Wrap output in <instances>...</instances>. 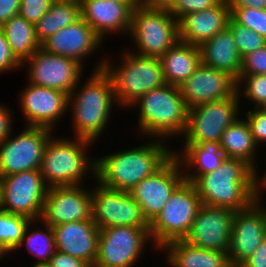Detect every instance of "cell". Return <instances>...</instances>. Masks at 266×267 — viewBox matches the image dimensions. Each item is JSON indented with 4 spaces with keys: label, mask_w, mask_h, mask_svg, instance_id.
Wrapping results in <instances>:
<instances>
[{
    "label": "cell",
    "mask_w": 266,
    "mask_h": 267,
    "mask_svg": "<svg viewBox=\"0 0 266 267\" xmlns=\"http://www.w3.org/2000/svg\"><path fill=\"white\" fill-rule=\"evenodd\" d=\"M230 17L228 0H221L214 7L189 13L178 21L179 41L201 46L215 34L225 30Z\"/></svg>",
    "instance_id": "cb8c5ba5"
},
{
    "label": "cell",
    "mask_w": 266,
    "mask_h": 267,
    "mask_svg": "<svg viewBox=\"0 0 266 267\" xmlns=\"http://www.w3.org/2000/svg\"><path fill=\"white\" fill-rule=\"evenodd\" d=\"M65 138L51 136L44 149L40 172L48 188L82 185L88 172L95 179L96 159L87 154L93 143L84 138Z\"/></svg>",
    "instance_id": "8992f818"
},
{
    "label": "cell",
    "mask_w": 266,
    "mask_h": 267,
    "mask_svg": "<svg viewBox=\"0 0 266 267\" xmlns=\"http://www.w3.org/2000/svg\"><path fill=\"white\" fill-rule=\"evenodd\" d=\"M175 0H140L141 6L147 8H165L168 9Z\"/></svg>",
    "instance_id": "7dc6e473"
},
{
    "label": "cell",
    "mask_w": 266,
    "mask_h": 267,
    "mask_svg": "<svg viewBox=\"0 0 266 267\" xmlns=\"http://www.w3.org/2000/svg\"><path fill=\"white\" fill-rule=\"evenodd\" d=\"M28 67V81L37 86L53 88L70 94L84 75V67L68 57L37 49L22 65ZM83 68V69H82Z\"/></svg>",
    "instance_id": "5bb4252c"
},
{
    "label": "cell",
    "mask_w": 266,
    "mask_h": 267,
    "mask_svg": "<svg viewBox=\"0 0 266 267\" xmlns=\"http://www.w3.org/2000/svg\"><path fill=\"white\" fill-rule=\"evenodd\" d=\"M33 267H51L49 262H34Z\"/></svg>",
    "instance_id": "f907efd6"
},
{
    "label": "cell",
    "mask_w": 266,
    "mask_h": 267,
    "mask_svg": "<svg viewBox=\"0 0 266 267\" xmlns=\"http://www.w3.org/2000/svg\"><path fill=\"white\" fill-rule=\"evenodd\" d=\"M260 179L261 180H259V186H261V188H259V193L263 194L261 190L263 189V187L266 188V174L260 177Z\"/></svg>",
    "instance_id": "681fc988"
},
{
    "label": "cell",
    "mask_w": 266,
    "mask_h": 267,
    "mask_svg": "<svg viewBox=\"0 0 266 267\" xmlns=\"http://www.w3.org/2000/svg\"><path fill=\"white\" fill-rule=\"evenodd\" d=\"M137 106L138 129L141 135L165 141L172 136L178 138L184 135L189 109L178 86L165 84L152 89L132 104L131 108Z\"/></svg>",
    "instance_id": "277c9868"
},
{
    "label": "cell",
    "mask_w": 266,
    "mask_h": 267,
    "mask_svg": "<svg viewBox=\"0 0 266 267\" xmlns=\"http://www.w3.org/2000/svg\"><path fill=\"white\" fill-rule=\"evenodd\" d=\"M128 35L137 49L133 53L160 58L179 41L178 20L168 9L140 6L132 12Z\"/></svg>",
    "instance_id": "ba28073f"
},
{
    "label": "cell",
    "mask_w": 266,
    "mask_h": 267,
    "mask_svg": "<svg viewBox=\"0 0 266 267\" xmlns=\"http://www.w3.org/2000/svg\"><path fill=\"white\" fill-rule=\"evenodd\" d=\"M52 130L29 127L0 142V177L29 170H40L44 149Z\"/></svg>",
    "instance_id": "8fae6325"
},
{
    "label": "cell",
    "mask_w": 266,
    "mask_h": 267,
    "mask_svg": "<svg viewBox=\"0 0 266 267\" xmlns=\"http://www.w3.org/2000/svg\"><path fill=\"white\" fill-rule=\"evenodd\" d=\"M220 147L226 158L242 159L258 172L255 161V155L258 154L255 149L258 145L246 119L238 118L226 128L220 140Z\"/></svg>",
    "instance_id": "f1b7e54d"
},
{
    "label": "cell",
    "mask_w": 266,
    "mask_h": 267,
    "mask_svg": "<svg viewBox=\"0 0 266 267\" xmlns=\"http://www.w3.org/2000/svg\"><path fill=\"white\" fill-rule=\"evenodd\" d=\"M200 50L202 64L225 71L236 80L240 77L242 58L228 28L205 41Z\"/></svg>",
    "instance_id": "d4e9b609"
},
{
    "label": "cell",
    "mask_w": 266,
    "mask_h": 267,
    "mask_svg": "<svg viewBox=\"0 0 266 267\" xmlns=\"http://www.w3.org/2000/svg\"><path fill=\"white\" fill-rule=\"evenodd\" d=\"M49 264L51 267H91L85 261L57 250L50 258Z\"/></svg>",
    "instance_id": "b9f144b4"
},
{
    "label": "cell",
    "mask_w": 266,
    "mask_h": 267,
    "mask_svg": "<svg viewBox=\"0 0 266 267\" xmlns=\"http://www.w3.org/2000/svg\"><path fill=\"white\" fill-rule=\"evenodd\" d=\"M10 107L0 104V142L12 135V122L13 116L12 111H9ZM12 116V118H11Z\"/></svg>",
    "instance_id": "7bdbcfd3"
},
{
    "label": "cell",
    "mask_w": 266,
    "mask_h": 267,
    "mask_svg": "<svg viewBox=\"0 0 266 267\" xmlns=\"http://www.w3.org/2000/svg\"><path fill=\"white\" fill-rule=\"evenodd\" d=\"M167 254L169 267H233L228 252H218L193 246L183 240L166 243L160 250Z\"/></svg>",
    "instance_id": "484cf974"
},
{
    "label": "cell",
    "mask_w": 266,
    "mask_h": 267,
    "mask_svg": "<svg viewBox=\"0 0 266 267\" xmlns=\"http://www.w3.org/2000/svg\"><path fill=\"white\" fill-rule=\"evenodd\" d=\"M103 40L82 18L50 36L41 47L49 53L71 58L84 66L85 58L101 46Z\"/></svg>",
    "instance_id": "7402d4cb"
},
{
    "label": "cell",
    "mask_w": 266,
    "mask_h": 267,
    "mask_svg": "<svg viewBox=\"0 0 266 267\" xmlns=\"http://www.w3.org/2000/svg\"><path fill=\"white\" fill-rule=\"evenodd\" d=\"M236 88L238 97L244 95L249 102L252 101L254 108L266 104V74L240 76Z\"/></svg>",
    "instance_id": "e575fe53"
},
{
    "label": "cell",
    "mask_w": 266,
    "mask_h": 267,
    "mask_svg": "<svg viewBox=\"0 0 266 267\" xmlns=\"http://www.w3.org/2000/svg\"><path fill=\"white\" fill-rule=\"evenodd\" d=\"M20 93V108L26 127H42L53 131L56 122L67 114L69 95L60 90L28 83Z\"/></svg>",
    "instance_id": "d6986e66"
},
{
    "label": "cell",
    "mask_w": 266,
    "mask_h": 267,
    "mask_svg": "<svg viewBox=\"0 0 266 267\" xmlns=\"http://www.w3.org/2000/svg\"><path fill=\"white\" fill-rule=\"evenodd\" d=\"M227 28L231 31L241 58L266 45V39L263 36L237 23L232 17L228 21Z\"/></svg>",
    "instance_id": "836d02e7"
},
{
    "label": "cell",
    "mask_w": 266,
    "mask_h": 267,
    "mask_svg": "<svg viewBox=\"0 0 266 267\" xmlns=\"http://www.w3.org/2000/svg\"><path fill=\"white\" fill-rule=\"evenodd\" d=\"M80 5L81 18L102 40L111 33L129 34L133 9L128 4L118 0H80Z\"/></svg>",
    "instance_id": "603a6c76"
},
{
    "label": "cell",
    "mask_w": 266,
    "mask_h": 267,
    "mask_svg": "<svg viewBox=\"0 0 266 267\" xmlns=\"http://www.w3.org/2000/svg\"><path fill=\"white\" fill-rule=\"evenodd\" d=\"M81 19V5L78 2L53 1L49 11L34 25L38 42L42 45L50 36L62 28Z\"/></svg>",
    "instance_id": "f546056e"
},
{
    "label": "cell",
    "mask_w": 266,
    "mask_h": 267,
    "mask_svg": "<svg viewBox=\"0 0 266 267\" xmlns=\"http://www.w3.org/2000/svg\"><path fill=\"white\" fill-rule=\"evenodd\" d=\"M160 60L165 82L179 87L202 63L200 46L178 41Z\"/></svg>",
    "instance_id": "4316f807"
},
{
    "label": "cell",
    "mask_w": 266,
    "mask_h": 267,
    "mask_svg": "<svg viewBox=\"0 0 266 267\" xmlns=\"http://www.w3.org/2000/svg\"><path fill=\"white\" fill-rule=\"evenodd\" d=\"M201 205L194 183L184 179L149 224V236L154 246L160 250L166 243L183 240L189 234Z\"/></svg>",
    "instance_id": "52a82bcc"
},
{
    "label": "cell",
    "mask_w": 266,
    "mask_h": 267,
    "mask_svg": "<svg viewBox=\"0 0 266 267\" xmlns=\"http://www.w3.org/2000/svg\"><path fill=\"white\" fill-rule=\"evenodd\" d=\"M263 196L249 208L236 211L231 231L229 262L233 267H240L266 238V207Z\"/></svg>",
    "instance_id": "2e32d148"
},
{
    "label": "cell",
    "mask_w": 266,
    "mask_h": 267,
    "mask_svg": "<svg viewBox=\"0 0 266 267\" xmlns=\"http://www.w3.org/2000/svg\"><path fill=\"white\" fill-rule=\"evenodd\" d=\"M246 120L249 124L251 134L256 144L260 145L266 143V109L263 107H256L247 111ZM260 142V143H259Z\"/></svg>",
    "instance_id": "74e56055"
},
{
    "label": "cell",
    "mask_w": 266,
    "mask_h": 267,
    "mask_svg": "<svg viewBox=\"0 0 266 267\" xmlns=\"http://www.w3.org/2000/svg\"><path fill=\"white\" fill-rule=\"evenodd\" d=\"M52 1H68V2H78V3H80V0H52Z\"/></svg>",
    "instance_id": "f5cc1de1"
},
{
    "label": "cell",
    "mask_w": 266,
    "mask_h": 267,
    "mask_svg": "<svg viewBox=\"0 0 266 267\" xmlns=\"http://www.w3.org/2000/svg\"><path fill=\"white\" fill-rule=\"evenodd\" d=\"M184 174L179 158L173 155L153 175L143 179L129 191L149 224L163 209L171 193L185 179Z\"/></svg>",
    "instance_id": "9a60e30c"
},
{
    "label": "cell",
    "mask_w": 266,
    "mask_h": 267,
    "mask_svg": "<svg viewBox=\"0 0 266 267\" xmlns=\"http://www.w3.org/2000/svg\"><path fill=\"white\" fill-rule=\"evenodd\" d=\"M148 240L151 241L149 229L131 226L102 228L93 267H133Z\"/></svg>",
    "instance_id": "7c38bea8"
},
{
    "label": "cell",
    "mask_w": 266,
    "mask_h": 267,
    "mask_svg": "<svg viewBox=\"0 0 266 267\" xmlns=\"http://www.w3.org/2000/svg\"><path fill=\"white\" fill-rule=\"evenodd\" d=\"M151 139L139 147L95 158L96 181L106 188L129 192L153 175L174 155V149L167 147V141Z\"/></svg>",
    "instance_id": "6da1fadb"
},
{
    "label": "cell",
    "mask_w": 266,
    "mask_h": 267,
    "mask_svg": "<svg viewBox=\"0 0 266 267\" xmlns=\"http://www.w3.org/2000/svg\"><path fill=\"white\" fill-rule=\"evenodd\" d=\"M240 267H266V238Z\"/></svg>",
    "instance_id": "f6af8a7d"
},
{
    "label": "cell",
    "mask_w": 266,
    "mask_h": 267,
    "mask_svg": "<svg viewBox=\"0 0 266 267\" xmlns=\"http://www.w3.org/2000/svg\"><path fill=\"white\" fill-rule=\"evenodd\" d=\"M258 173L242 159L225 158L217 170L199 175L193 183L203 205L241 211L259 199Z\"/></svg>",
    "instance_id": "7a4b0ae2"
},
{
    "label": "cell",
    "mask_w": 266,
    "mask_h": 267,
    "mask_svg": "<svg viewBox=\"0 0 266 267\" xmlns=\"http://www.w3.org/2000/svg\"><path fill=\"white\" fill-rule=\"evenodd\" d=\"M91 189L92 220L99 229L131 226L149 229L141 207L129 192L112 190L98 182Z\"/></svg>",
    "instance_id": "4fadbf2b"
},
{
    "label": "cell",
    "mask_w": 266,
    "mask_h": 267,
    "mask_svg": "<svg viewBox=\"0 0 266 267\" xmlns=\"http://www.w3.org/2000/svg\"><path fill=\"white\" fill-rule=\"evenodd\" d=\"M241 99L237 92L230 97L203 103L188 111L184 144L220 142L226 128L238 118Z\"/></svg>",
    "instance_id": "9c48e42d"
},
{
    "label": "cell",
    "mask_w": 266,
    "mask_h": 267,
    "mask_svg": "<svg viewBox=\"0 0 266 267\" xmlns=\"http://www.w3.org/2000/svg\"><path fill=\"white\" fill-rule=\"evenodd\" d=\"M89 76L85 85L80 88V79L69 94L68 111L71 109L73 115L71 123L75 137L94 142L103 135L117 101L111 79L102 69L93 70Z\"/></svg>",
    "instance_id": "3957f363"
},
{
    "label": "cell",
    "mask_w": 266,
    "mask_h": 267,
    "mask_svg": "<svg viewBox=\"0 0 266 267\" xmlns=\"http://www.w3.org/2000/svg\"><path fill=\"white\" fill-rule=\"evenodd\" d=\"M6 256V253L3 251V249L0 247V259H3V257Z\"/></svg>",
    "instance_id": "816d5d0a"
},
{
    "label": "cell",
    "mask_w": 266,
    "mask_h": 267,
    "mask_svg": "<svg viewBox=\"0 0 266 267\" xmlns=\"http://www.w3.org/2000/svg\"><path fill=\"white\" fill-rule=\"evenodd\" d=\"M177 152V150L174 151V155L179 158L183 169H186L184 170L185 180L190 182H193L199 175L217 170L226 158L224 152L221 150L220 142H204L199 145L184 144V148L180 154ZM187 170H190L192 174Z\"/></svg>",
    "instance_id": "83f0119b"
},
{
    "label": "cell",
    "mask_w": 266,
    "mask_h": 267,
    "mask_svg": "<svg viewBox=\"0 0 266 267\" xmlns=\"http://www.w3.org/2000/svg\"><path fill=\"white\" fill-rule=\"evenodd\" d=\"M55 248L61 253L79 258L91 267L98 254L100 229L92 219L62 223L52 227Z\"/></svg>",
    "instance_id": "44dd1931"
},
{
    "label": "cell",
    "mask_w": 266,
    "mask_h": 267,
    "mask_svg": "<svg viewBox=\"0 0 266 267\" xmlns=\"http://www.w3.org/2000/svg\"><path fill=\"white\" fill-rule=\"evenodd\" d=\"M126 50L121 54V65L116 67L111 60L102 58L93 70L102 69L106 73L118 105L129 109L142 95L167 83L159 57L141 56Z\"/></svg>",
    "instance_id": "5b68a950"
},
{
    "label": "cell",
    "mask_w": 266,
    "mask_h": 267,
    "mask_svg": "<svg viewBox=\"0 0 266 267\" xmlns=\"http://www.w3.org/2000/svg\"><path fill=\"white\" fill-rule=\"evenodd\" d=\"M231 17L239 24L252 29L266 39V9L230 7Z\"/></svg>",
    "instance_id": "d590c367"
},
{
    "label": "cell",
    "mask_w": 266,
    "mask_h": 267,
    "mask_svg": "<svg viewBox=\"0 0 266 267\" xmlns=\"http://www.w3.org/2000/svg\"><path fill=\"white\" fill-rule=\"evenodd\" d=\"M221 0H175L168 11L179 21L183 16L216 6Z\"/></svg>",
    "instance_id": "8d00e7d4"
},
{
    "label": "cell",
    "mask_w": 266,
    "mask_h": 267,
    "mask_svg": "<svg viewBox=\"0 0 266 267\" xmlns=\"http://www.w3.org/2000/svg\"><path fill=\"white\" fill-rule=\"evenodd\" d=\"M6 36L12 53L23 63L41 47L35 34V25L19 14L11 17L0 27Z\"/></svg>",
    "instance_id": "4dcf8cb0"
},
{
    "label": "cell",
    "mask_w": 266,
    "mask_h": 267,
    "mask_svg": "<svg viewBox=\"0 0 266 267\" xmlns=\"http://www.w3.org/2000/svg\"><path fill=\"white\" fill-rule=\"evenodd\" d=\"M125 4H128L133 10L141 6L140 0H118Z\"/></svg>",
    "instance_id": "c3c4849f"
},
{
    "label": "cell",
    "mask_w": 266,
    "mask_h": 267,
    "mask_svg": "<svg viewBox=\"0 0 266 267\" xmlns=\"http://www.w3.org/2000/svg\"><path fill=\"white\" fill-rule=\"evenodd\" d=\"M47 189L40 170L0 177L1 210L39 221Z\"/></svg>",
    "instance_id": "30bf717a"
},
{
    "label": "cell",
    "mask_w": 266,
    "mask_h": 267,
    "mask_svg": "<svg viewBox=\"0 0 266 267\" xmlns=\"http://www.w3.org/2000/svg\"><path fill=\"white\" fill-rule=\"evenodd\" d=\"M31 221L27 217L0 210V247L6 254L16 251Z\"/></svg>",
    "instance_id": "d6a6232c"
},
{
    "label": "cell",
    "mask_w": 266,
    "mask_h": 267,
    "mask_svg": "<svg viewBox=\"0 0 266 267\" xmlns=\"http://www.w3.org/2000/svg\"><path fill=\"white\" fill-rule=\"evenodd\" d=\"M52 2V0H20L19 15L35 24L49 11Z\"/></svg>",
    "instance_id": "ab89813d"
},
{
    "label": "cell",
    "mask_w": 266,
    "mask_h": 267,
    "mask_svg": "<svg viewBox=\"0 0 266 267\" xmlns=\"http://www.w3.org/2000/svg\"><path fill=\"white\" fill-rule=\"evenodd\" d=\"M91 190L82 185L56 186L47 189L39 221L57 226L62 223L92 219Z\"/></svg>",
    "instance_id": "e0dca14e"
},
{
    "label": "cell",
    "mask_w": 266,
    "mask_h": 267,
    "mask_svg": "<svg viewBox=\"0 0 266 267\" xmlns=\"http://www.w3.org/2000/svg\"><path fill=\"white\" fill-rule=\"evenodd\" d=\"M34 222L37 221H31L27 225L17 249L26 246V249L29 251L28 253L38 257L36 262H49L56 251L52 227L43 223L44 229H40L38 226L34 230H30L29 228H31Z\"/></svg>",
    "instance_id": "1f68e13d"
},
{
    "label": "cell",
    "mask_w": 266,
    "mask_h": 267,
    "mask_svg": "<svg viewBox=\"0 0 266 267\" xmlns=\"http://www.w3.org/2000/svg\"><path fill=\"white\" fill-rule=\"evenodd\" d=\"M20 0H0V27L19 14Z\"/></svg>",
    "instance_id": "ee69618b"
},
{
    "label": "cell",
    "mask_w": 266,
    "mask_h": 267,
    "mask_svg": "<svg viewBox=\"0 0 266 267\" xmlns=\"http://www.w3.org/2000/svg\"><path fill=\"white\" fill-rule=\"evenodd\" d=\"M235 212L227 207L202 204L184 240L203 249L228 252Z\"/></svg>",
    "instance_id": "ac0fdd59"
},
{
    "label": "cell",
    "mask_w": 266,
    "mask_h": 267,
    "mask_svg": "<svg viewBox=\"0 0 266 267\" xmlns=\"http://www.w3.org/2000/svg\"><path fill=\"white\" fill-rule=\"evenodd\" d=\"M22 63L12 53L4 31L0 28V73L17 70Z\"/></svg>",
    "instance_id": "60d3db41"
},
{
    "label": "cell",
    "mask_w": 266,
    "mask_h": 267,
    "mask_svg": "<svg viewBox=\"0 0 266 267\" xmlns=\"http://www.w3.org/2000/svg\"><path fill=\"white\" fill-rule=\"evenodd\" d=\"M237 80L225 71L200 64L196 71L179 86L188 109L233 96Z\"/></svg>",
    "instance_id": "ffe728a7"
},
{
    "label": "cell",
    "mask_w": 266,
    "mask_h": 267,
    "mask_svg": "<svg viewBox=\"0 0 266 267\" xmlns=\"http://www.w3.org/2000/svg\"><path fill=\"white\" fill-rule=\"evenodd\" d=\"M266 74V45L242 58L240 76Z\"/></svg>",
    "instance_id": "f35d334b"
},
{
    "label": "cell",
    "mask_w": 266,
    "mask_h": 267,
    "mask_svg": "<svg viewBox=\"0 0 266 267\" xmlns=\"http://www.w3.org/2000/svg\"><path fill=\"white\" fill-rule=\"evenodd\" d=\"M229 7L266 9V0H228Z\"/></svg>",
    "instance_id": "bcb514c9"
}]
</instances>
